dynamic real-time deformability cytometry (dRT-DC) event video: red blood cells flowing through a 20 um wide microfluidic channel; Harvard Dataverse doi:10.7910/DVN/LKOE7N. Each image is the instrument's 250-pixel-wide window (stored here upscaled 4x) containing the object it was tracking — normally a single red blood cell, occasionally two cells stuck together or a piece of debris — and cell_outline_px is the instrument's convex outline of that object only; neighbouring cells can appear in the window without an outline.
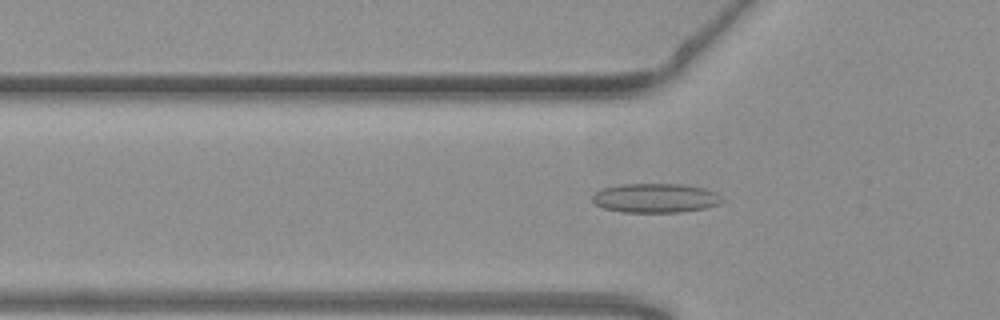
{"species": "common noctule bat (a hibernating species)", "species_latin": "Nyctalus noctula", "temperature_condition": "warm", "stored_images_in_passage": 56, "segment_of_instrument_passage": [1, 2], "camera_frame_rate_fps": 3000, "um_per_image_px": 0.085, "animal": {"sex": "female", "body_mass_g": 19.3, "forearm_length_mm": 54.1}, "frame": {"image": 1, "passage_image": 18, "time_ms": 5.667, "image_size_px": [1000, 320], "cell_outline_px": [[724, 200], [720, 204], [704, 208], [680, 212], [620, 212], [604, 208], [596, 204], [592, 200], [592, 196], [600, 188], [620, 184], [684, 184], [704, 188], [716, 192]], "centroid_in_image_um": [55.71, 16.83], "position_along_channel_um": 70.1, "area_um2": 22.25}}
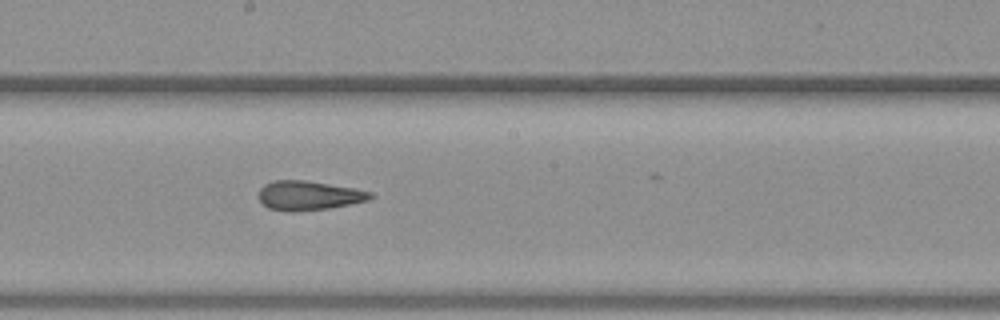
{"frame": {"image": 2, "passage_image": 30, "time_ms": 9.667, "image_size_px": [1000, 320], "cell_outline_px": [[372, 196], [368, 200], [352, 204], [332, 208], [296, 212], [288, 212], [268, 208], [256, 196], [260, 188], [264, 184], [276, 180], [304, 180], [352, 188], [372, 192]], "centroid_in_image_um": [26.2, 16.63], "position_along_channel_um": 222.0, "area_um2": 19.19}}
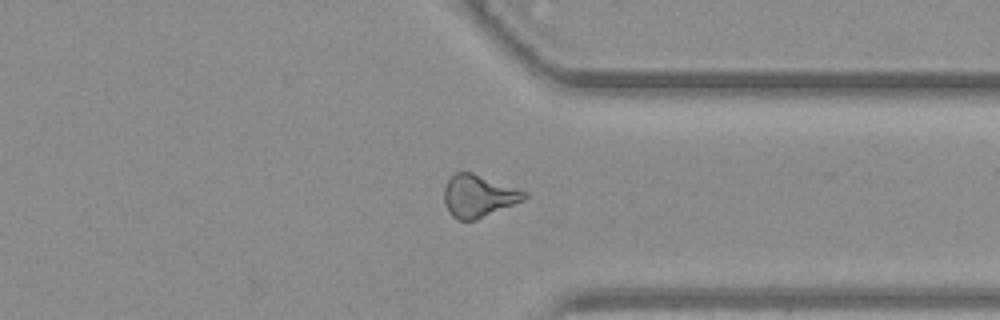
{"frame": {"image": 3, "passage_image": 42, "time_ms": 13.667, "image_size_px": [1000, 320], "cell_outline_px": [[528, 196], [524, 200], [476, 220], [456, 220], [448, 212], [444, 204], [444, 188], [448, 180], [456, 172], [472, 172], [528, 192]], "centroid_in_image_um": [40.66, 16.67], "position_along_channel_um": 370.7, "area_um2": 19.83}}